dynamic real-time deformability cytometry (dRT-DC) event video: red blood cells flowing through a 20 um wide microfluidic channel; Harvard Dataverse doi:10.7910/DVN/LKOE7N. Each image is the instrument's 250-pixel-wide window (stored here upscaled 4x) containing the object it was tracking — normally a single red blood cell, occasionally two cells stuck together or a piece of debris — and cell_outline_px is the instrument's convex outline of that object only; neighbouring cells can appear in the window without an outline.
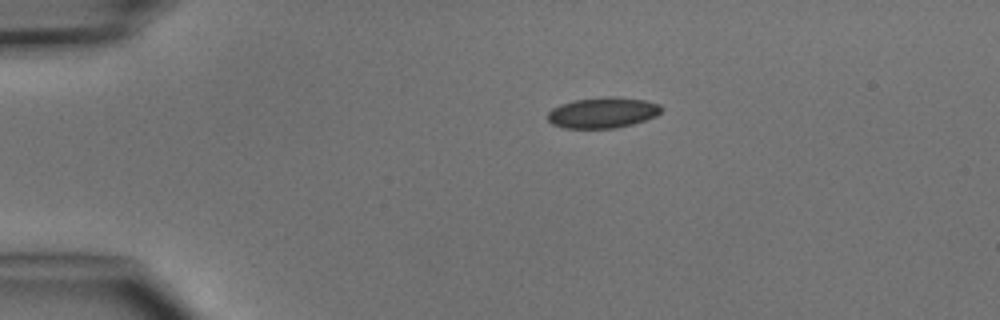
{"species": "common noctule bat (a hibernating species)", "species_latin": "Nyctalus noctula", "temperature_condition": "cold", "stored_images_in_passage": 2, "camera_frame_rate_fps": 3000, "um_per_image_px": 0.085, "animal": {"sex": "male", "body_mass_g": 15.6}, "frame": {"image": 1, "passage_image": 1, "time_ms": 0.0, "image_size_px": [1000, 320], "cell_outline_px": [[664, 108], [656, 116], [632, 124], [616, 128], [564, 128], [552, 124], [548, 120], [548, 112], [552, 108], [560, 104], [576, 100], [612, 96], [644, 100], [660, 104]], "centroid_in_image_um": [51.24, 9.58], "position_along_channel_um": 33.8, "area_um2": 20.29}}